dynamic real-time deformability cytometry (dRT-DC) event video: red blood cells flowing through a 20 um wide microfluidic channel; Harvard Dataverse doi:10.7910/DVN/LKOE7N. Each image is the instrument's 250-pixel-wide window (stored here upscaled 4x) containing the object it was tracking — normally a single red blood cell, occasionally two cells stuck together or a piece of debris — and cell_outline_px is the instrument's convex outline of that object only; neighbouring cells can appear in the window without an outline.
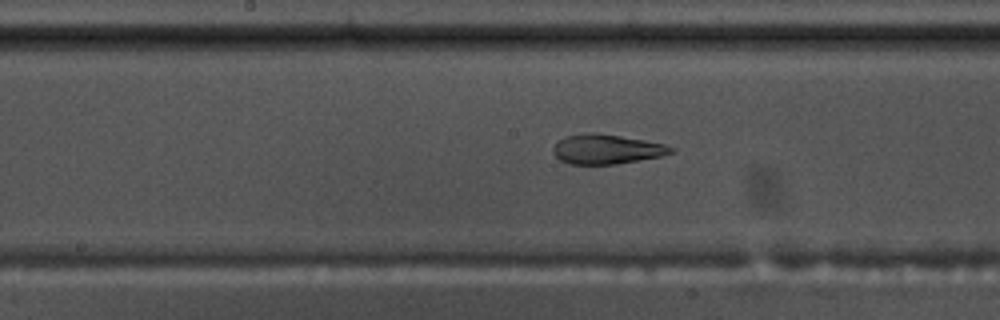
{"species": "common noctule bat (a hibernating species)", "species_latin": "Nyctalus noctula", "temperature_condition": "warm", "stored_images_in_passage": 43, "camera_frame_rate_fps": 3000, "um_per_image_px": 0.085, "animal": {"sex": "male", "body_mass_g": 17.5, "forearm_length_mm": 52.3}, "frame": {"image": 1, "passage_image": 16, "time_ms": 5.0, "image_size_px": [1000, 320], "cell_outline_px": [[676, 152], [660, 156], [616, 164], [568, 164], [560, 160], [552, 152], [552, 148], [564, 136], [584, 132], [596, 132], [644, 140], [664, 144], [676, 148]], "centroid_in_image_um": [51.55, 12.67], "position_along_channel_um": 196.7, "area_um2": 20.46}}
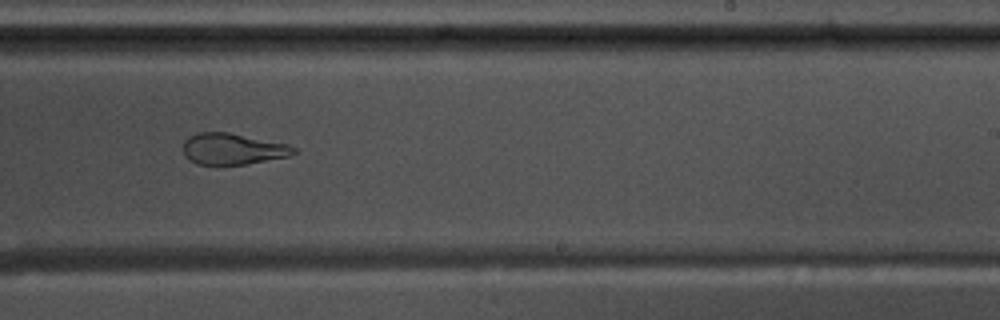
{"frame": {"image": 2, "passage_image": 22, "time_ms": 7.0, "image_size_px": [1000, 320], "cell_outline_px": [[296, 152], [288, 156], [244, 164], [196, 164], [188, 160], [184, 156], [184, 140], [188, 136], [196, 132], [228, 132], [288, 144], [296, 148]], "centroid_in_image_um": [19.73, 12.64], "position_along_channel_um": 269.3, "area_um2": 20.06}}
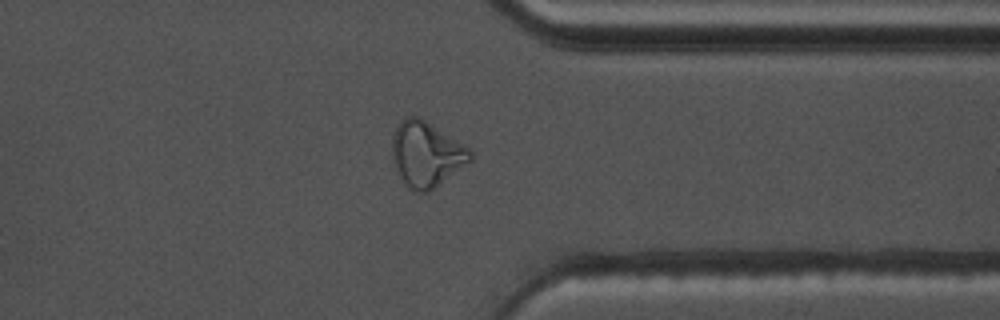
{"frame": {"image": 3, "passage_image": 31, "time_ms": 10.0, "image_size_px": [1000, 320], "cell_outline_px": [[472, 160], [428, 192], [412, 192], [404, 184], [392, 160], [392, 136], [396, 128], [408, 116], [420, 116], [468, 148], [472, 152]], "centroid_in_image_um": [36.21, 13.12], "position_along_channel_um": 375.2, "area_um2": 29.36}, "authors_computed_cell_mechanics": {"area_um2": 21.675, "velocity_mm_per_s": 3.6429, "shape_relaxation_time_tau1_ms": null, "shape_relaxation_time_tau2_ms": 1.8022, "deformation_change_tau1": null, "deformation_change_tau2": 0.0988}}